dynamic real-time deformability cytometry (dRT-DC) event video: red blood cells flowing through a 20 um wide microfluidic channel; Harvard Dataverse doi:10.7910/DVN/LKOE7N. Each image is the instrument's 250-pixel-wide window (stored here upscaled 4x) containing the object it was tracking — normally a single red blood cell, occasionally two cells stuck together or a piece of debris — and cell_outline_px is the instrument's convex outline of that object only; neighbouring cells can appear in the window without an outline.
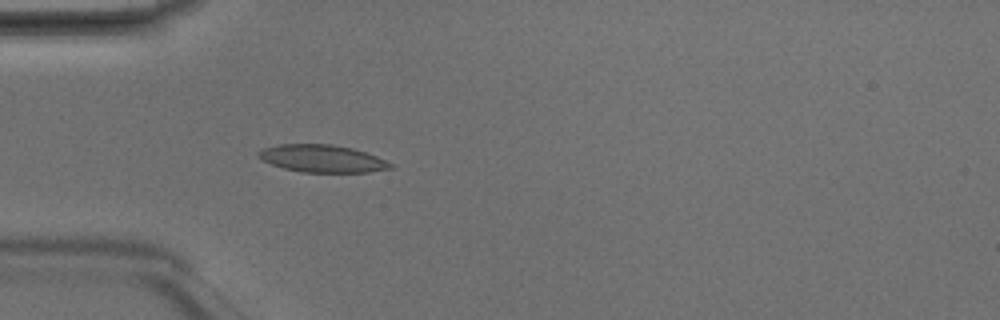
{"species": "Egyptian fruit bat (a non-hibernating species)", "species_latin": "Rousettus aegyptiacus", "temperature_condition": "room temperature", "stored_images_in_passage": 4, "camera_frame_rate_fps": 3000, "um_per_image_px": 0.085, "animal": {"sex": "male"}, "frame": {"image": 1, "passage_image": 4, "time_ms": 1.0, "image_size_px": [1000, 320], "cell_outline_px": [[392, 168], [368, 172], [300, 172], [284, 168], [272, 164], [256, 156], [256, 152], [264, 148], [280, 144], [332, 144], [352, 148], [376, 156], [392, 164]], "centroid_in_image_um": [27.35, 13.47], "position_along_channel_um": 57.6, "area_um2": 20.92}}